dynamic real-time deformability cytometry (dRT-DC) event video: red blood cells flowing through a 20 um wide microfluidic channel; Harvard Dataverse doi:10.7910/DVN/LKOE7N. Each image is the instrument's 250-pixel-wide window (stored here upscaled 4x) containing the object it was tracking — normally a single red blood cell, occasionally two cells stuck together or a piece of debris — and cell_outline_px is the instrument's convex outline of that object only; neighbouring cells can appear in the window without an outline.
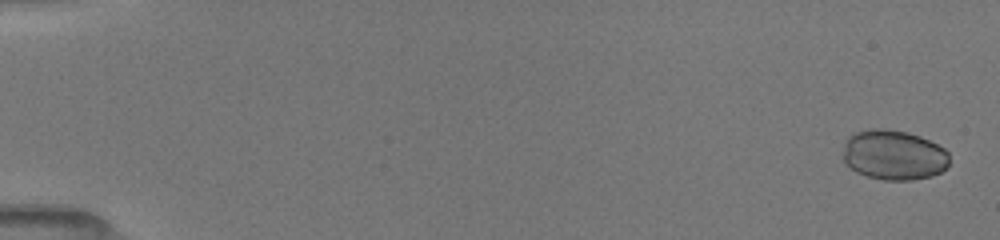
{"species": "common noctule bat (a hibernating species)", "species_latin": "Nyctalus noctula", "temperature_condition": "room temperature", "stored_images_in_passage": 10, "camera_frame_rate_fps": 3000, "um_per_image_px": 0.085, "animal": {"sex": "female", "body_mass_g": 19.5, "forearm_length_mm": 54.1}, "frame": {"image": 1, "passage_image": 1, "time_ms": 0.0, "image_size_px": [1000, 240], "cell_outline_px": [[948, 164], [940, 172], [932, 176], [912, 180], [884, 180], [868, 176], [856, 172], [844, 164], [844, 140], [852, 132], [876, 128], [884, 128], [908, 132], [920, 136], [944, 148], [948, 152]], "centroid_in_image_um": [75.93, 13.16], "position_along_channel_um": 9.1, "area_um2": 31.21}}
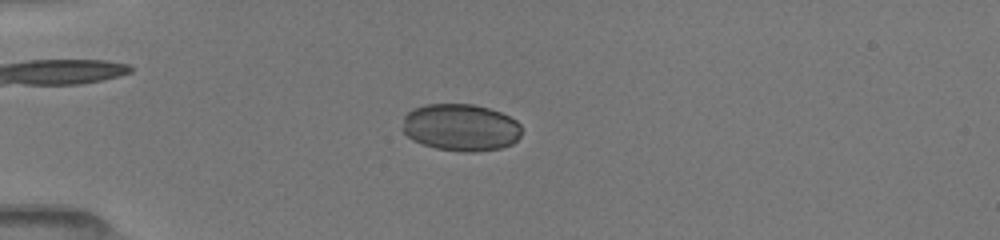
{"frame": {"image": 2, "passage_image": 7, "time_ms": 4.333, "image_size_px": [1000, 240], "cell_outline_px": [[520, 136], [512, 144], [500, 148], [476, 152], [464, 152], [436, 148], [412, 140], [400, 128], [404, 116], [412, 108], [428, 104], [472, 104], [488, 108], [500, 112], [516, 120], [520, 124]], "centroid_in_image_um": [39.13, 10.83], "position_along_channel_um": 45.9, "area_um2": 32.83}}
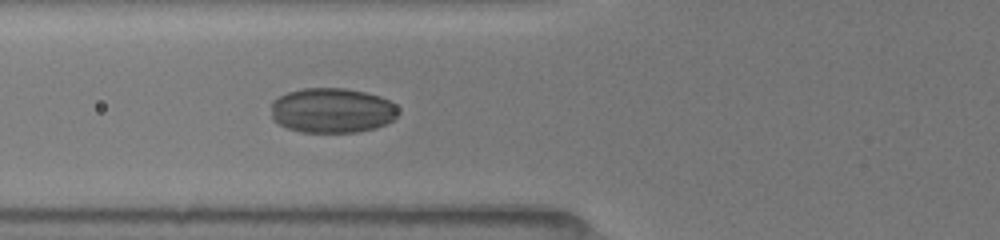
{"frame": {"image": 3, "passage_image": 10, "time_ms": 6.333, "image_size_px": [1000, 240], "cell_outline_px": [[400, 112], [392, 120], [376, 128], [356, 132], [300, 132], [288, 128], [272, 120], [272, 100], [288, 92], [304, 88], [344, 88], [364, 92], [380, 96], [396, 104], [400, 108]], "centroid_in_image_um": [28.24, 9.39], "position_along_channel_um": 97.6, "area_um2": 33.41}}